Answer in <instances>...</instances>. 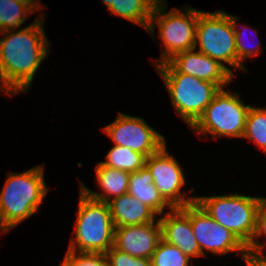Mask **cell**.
<instances>
[{"label":"cell","instance_id":"cell-1","mask_svg":"<svg viewBox=\"0 0 266 266\" xmlns=\"http://www.w3.org/2000/svg\"><path fill=\"white\" fill-rule=\"evenodd\" d=\"M40 17L18 31L0 32L5 35L0 39V89L8 95L26 91L47 57L49 40L44 32V17Z\"/></svg>","mask_w":266,"mask_h":266},{"label":"cell","instance_id":"cell-2","mask_svg":"<svg viewBox=\"0 0 266 266\" xmlns=\"http://www.w3.org/2000/svg\"><path fill=\"white\" fill-rule=\"evenodd\" d=\"M44 165L26 172L10 173L0 192V230L8 232L38 211L48 188Z\"/></svg>","mask_w":266,"mask_h":266},{"label":"cell","instance_id":"cell-3","mask_svg":"<svg viewBox=\"0 0 266 266\" xmlns=\"http://www.w3.org/2000/svg\"><path fill=\"white\" fill-rule=\"evenodd\" d=\"M77 215L75 235L67 251L101 254L109 251L113 247L115 230L109 204L91 199L80 190Z\"/></svg>","mask_w":266,"mask_h":266},{"label":"cell","instance_id":"cell-4","mask_svg":"<svg viewBox=\"0 0 266 266\" xmlns=\"http://www.w3.org/2000/svg\"><path fill=\"white\" fill-rule=\"evenodd\" d=\"M155 68L167 87L172 106L191 128L221 88L214 83L180 73L169 62Z\"/></svg>","mask_w":266,"mask_h":266},{"label":"cell","instance_id":"cell-5","mask_svg":"<svg viewBox=\"0 0 266 266\" xmlns=\"http://www.w3.org/2000/svg\"><path fill=\"white\" fill-rule=\"evenodd\" d=\"M165 0H158L153 8L147 32L154 36V29L159 26V37L165 44L158 62L154 67L168 62L175 55L195 48L196 27L199 18V10L192 7H183L184 12L173 8L166 12ZM163 5V6H162ZM165 13V14H164Z\"/></svg>","mask_w":266,"mask_h":266},{"label":"cell","instance_id":"cell-6","mask_svg":"<svg viewBox=\"0 0 266 266\" xmlns=\"http://www.w3.org/2000/svg\"><path fill=\"white\" fill-rule=\"evenodd\" d=\"M264 197L242 194L196 197L195 201L217 223L230 230L246 247L256 232L257 209Z\"/></svg>","mask_w":266,"mask_h":266},{"label":"cell","instance_id":"cell-7","mask_svg":"<svg viewBox=\"0 0 266 266\" xmlns=\"http://www.w3.org/2000/svg\"><path fill=\"white\" fill-rule=\"evenodd\" d=\"M251 105H245L239 95L223 88L214 96L202 116L191 127L200 134L243 137L246 118Z\"/></svg>","mask_w":266,"mask_h":266},{"label":"cell","instance_id":"cell-8","mask_svg":"<svg viewBox=\"0 0 266 266\" xmlns=\"http://www.w3.org/2000/svg\"><path fill=\"white\" fill-rule=\"evenodd\" d=\"M197 45L198 51L218 61L233 75V71L223 64L236 68L235 33L224 11H199L195 49Z\"/></svg>","mask_w":266,"mask_h":266},{"label":"cell","instance_id":"cell-9","mask_svg":"<svg viewBox=\"0 0 266 266\" xmlns=\"http://www.w3.org/2000/svg\"><path fill=\"white\" fill-rule=\"evenodd\" d=\"M115 145L130 148L146 158L159 151L165 144V138L150 127L144 119L122 112L114 122L102 128Z\"/></svg>","mask_w":266,"mask_h":266},{"label":"cell","instance_id":"cell-10","mask_svg":"<svg viewBox=\"0 0 266 266\" xmlns=\"http://www.w3.org/2000/svg\"><path fill=\"white\" fill-rule=\"evenodd\" d=\"M145 166L151 173L155 187L172 208H183L195 202L196 197L186 199L187 194L181 193L186 183L183 169L174 156L168 154L166 144L146 158Z\"/></svg>","mask_w":266,"mask_h":266},{"label":"cell","instance_id":"cell-11","mask_svg":"<svg viewBox=\"0 0 266 266\" xmlns=\"http://www.w3.org/2000/svg\"><path fill=\"white\" fill-rule=\"evenodd\" d=\"M190 222L202 256L205 255L203 249L216 255L239 251L237 253L243 260L248 256L247 247L230 230L212 219L196 201L190 204Z\"/></svg>","mask_w":266,"mask_h":266},{"label":"cell","instance_id":"cell-12","mask_svg":"<svg viewBox=\"0 0 266 266\" xmlns=\"http://www.w3.org/2000/svg\"><path fill=\"white\" fill-rule=\"evenodd\" d=\"M161 239L157 217V221L147 224L116 227L113 247L133 257L151 259Z\"/></svg>","mask_w":266,"mask_h":266},{"label":"cell","instance_id":"cell-13","mask_svg":"<svg viewBox=\"0 0 266 266\" xmlns=\"http://www.w3.org/2000/svg\"><path fill=\"white\" fill-rule=\"evenodd\" d=\"M164 214L158 218L162 240L178 247L188 258L202 256L191 227L190 204Z\"/></svg>","mask_w":266,"mask_h":266},{"label":"cell","instance_id":"cell-14","mask_svg":"<svg viewBox=\"0 0 266 266\" xmlns=\"http://www.w3.org/2000/svg\"><path fill=\"white\" fill-rule=\"evenodd\" d=\"M190 49L175 55L168 62L180 73L218 85L221 89L232 81L233 75L218 61Z\"/></svg>","mask_w":266,"mask_h":266},{"label":"cell","instance_id":"cell-15","mask_svg":"<svg viewBox=\"0 0 266 266\" xmlns=\"http://www.w3.org/2000/svg\"><path fill=\"white\" fill-rule=\"evenodd\" d=\"M108 204L115 228L147 224L156 220L157 214L129 193L113 198Z\"/></svg>","mask_w":266,"mask_h":266},{"label":"cell","instance_id":"cell-16","mask_svg":"<svg viewBox=\"0 0 266 266\" xmlns=\"http://www.w3.org/2000/svg\"><path fill=\"white\" fill-rule=\"evenodd\" d=\"M95 170L98 186L103 193L93 192L84 184H81L80 189L89 198L108 203L113 198L128 193L129 172L104 166L100 162L95 167Z\"/></svg>","mask_w":266,"mask_h":266},{"label":"cell","instance_id":"cell-17","mask_svg":"<svg viewBox=\"0 0 266 266\" xmlns=\"http://www.w3.org/2000/svg\"><path fill=\"white\" fill-rule=\"evenodd\" d=\"M128 193L151 208L159 216L163 214L165 207L172 209L155 187L151 173L145 165L138 171L130 173Z\"/></svg>","mask_w":266,"mask_h":266},{"label":"cell","instance_id":"cell-18","mask_svg":"<svg viewBox=\"0 0 266 266\" xmlns=\"http://www.w3.org/2000/svg\"><path fill=\"white\" fill-rule=\"evenodd\" d=\"M158 0H115L108 8L111 14L121 16L142 26L146 31Z\"/></svg>","mask_w":266,"mask_h":266},{"label":"cell","instance_id":"cell-19","mask_svg":"<svg viewBox=\"0 0 266 266\" xmlns=\"http://www.w3.org/2000/svg\"><path fill=\"white\" fill-rule=\"evenodd\" d=\"M146 157L130 148L114 145L106 155L102 165L129 173L138 171L145 165Z\"/></svg>","mask_w":266,"mask_h":266},{"label":"cell","instance_id":"cell-20","mask_svg":"<svg viewBox=\"0 0 266 266\" xmlns=\"http://www.w3.org/2000/svg\"><path fill=\"white\" fill-rule=\"evenodd\" d=\"M35 10L21 0H0V32L18 29Z\"/></svg>","mask_w":266,"mask_h":266},{"label":"cell","instance_id":"cell-21","mask_svg":"<svg viewBox=\"0 0 266 266\" xmlns=\"http://www.w3.org/2000/svg\"><path fill=\"white\" fill-rule=\"evenodd\" d=\"M242 138L254 141L266 153V107H250Z\"/></svg>","mask_w":266,"mask_h":266},{"label":"cell","instance_id":"cell-22","mask_svg":"<svg viewBox=\"0 0 266 266\" xmlns=\"http://www.w3.org/2000/svg\"><path fill=\"white\" fill-rule=\"evenodd\" d=\"M188 258L178 247L160 240L151 257V266H189Z\"/></svg>","mask_w":266,"mask_h":266},{"label":"cell","instance_id":"cell-23","mask_svg":"<svg viewBox=\"0 0 266 266\" xmlns=\"http://www.w3.org/2000/svg\"><path fill=\"white\" fill-rule=\"evenodd\" d=\"M228 18L229 21L232 25L233 31L235 33V46H236V68L240 69V70H244L245 71V67L243 65V60L245 58H250L253 57L254 55H259L258 52H261L260 50H258V48H260V44H256V46H254V48H251L247 45H244L243 43V36H244V32H242L241 30H237V16H232L226 12H224ZM245 29V28H243ZM258 47V48H257Z\"/></svg>","mask_w":266,"mask_h":266},{"label":"cell","instance_id":"cell-24","mask_svg":"<svg viewBox=\"0 0 266 266\" xmlns=\"http://www.w3.org/2000/svg\"><path fill=\"white\" fill-rule=\"evenodd\" d=\"M67 251L61 266H109L105 254Z\"/></svg>","mask_w":266,"mask_h":266},{"label":"cell","instance_id":"cell-25","mask_svg":"<svg viewBox=\"0 0 266 266\" xmlns=\"http://www.w3.org/2000/svg\"><path fill=\"white\" fill-rule=\"evenodd\" d=\"M262 235L266 237V198L261 201L257 209L256 232L252 242L247 246L248 255L264 256L262 251L266 244L257 241Z\"/></svg>","mask_w":266,"mask_h":266},{"label":"cell","instance_id":"cell-26","mask_svg":"<svg viewBox=\"0 0 266 266\" xmlns=\"http://www.w3.org/2000/svg\"><path fill=\"white\" fill-rule=\"evenodd\" d=\"M109 266H151V259L130 256L114 247L105 253Z\"/></svg>","mask_w":266,"mask_h":266},{"label":"cell","instance_id":"cell-27","mask_svg":"<svg viewBox=\"0 0 266 266\" xmlns=\"http://www.w3.org/2000/svg\"><path fill=\"white\" fill-rule=\"evenodd\" d=\"M244 261L247 266H266V257L265 256H253L248 255Z\"/></svg>","mask_w":266,"mask_h":266},{"label":"cell","instance_id":"cell-28","mask_svg":"<svg viewBox=\"0 0 266 266\" xmlns=\"http://www.w3.org/2000/svg\"><path fill=\"white\" fill-rule=\"evenodd\" d=\"M21 1L28 3L34 10L36 9L39 10V8H41L40 7L41 4L38 3L40 1H36V0H21Z\"/></svg>","mask_w":266,"mask_h":266},{"label":"cell","instance_id":"cell-29","mask_svg":"<svg viewBox=\"0 0 266 266\" xmlns=\"http://www.w3.org/2000/svg\"><path fill=\"white\" fill-rule=\"evenodd\" d=\"M102 2H104L107 8H109L112 3H115V0H102Z\"/></svg>","mask_w":266,"mask_h":266}]
</instances>
